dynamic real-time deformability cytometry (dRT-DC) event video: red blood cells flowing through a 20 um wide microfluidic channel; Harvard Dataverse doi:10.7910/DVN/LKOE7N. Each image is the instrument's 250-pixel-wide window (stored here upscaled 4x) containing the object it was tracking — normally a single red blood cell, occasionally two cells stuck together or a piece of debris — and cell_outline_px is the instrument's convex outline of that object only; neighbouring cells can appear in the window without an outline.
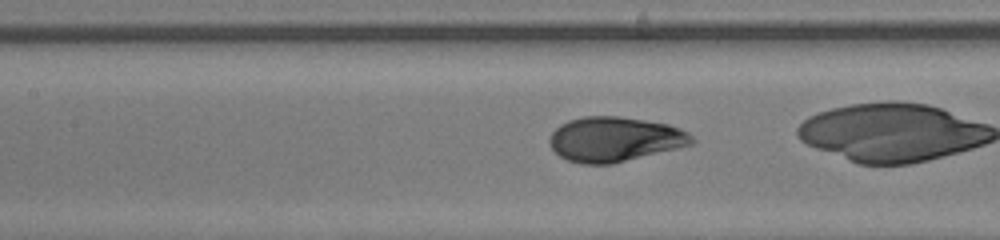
{"species": "human", "species_latin": "Homo sapiens", "temperature_condition": "room temperature", "stored_images_in_passage": 40, "camera_frame_rate_fps": 3000, "um_per_image_px": 0.085, "donor": {"sex": "male"}, "frame": {"image": 1, "passage_image": 23, "time_ms": 7.333, "image_size_px": [1000, 240], "cell_outline_px": [[696, 140], [692, 144], [612, 164], [580, 164], [568, 160], [560, 156], [552, 148], [548, 140], [552, 132], [560, 124], [568, 120], [584, 116], [620, 116], [668, 124], [680, 128], [688, 132]], "centroid_in_image_um": [52.23, 11.83], "position_along_channel_um": 155.2, "area_um2": 37.05}}